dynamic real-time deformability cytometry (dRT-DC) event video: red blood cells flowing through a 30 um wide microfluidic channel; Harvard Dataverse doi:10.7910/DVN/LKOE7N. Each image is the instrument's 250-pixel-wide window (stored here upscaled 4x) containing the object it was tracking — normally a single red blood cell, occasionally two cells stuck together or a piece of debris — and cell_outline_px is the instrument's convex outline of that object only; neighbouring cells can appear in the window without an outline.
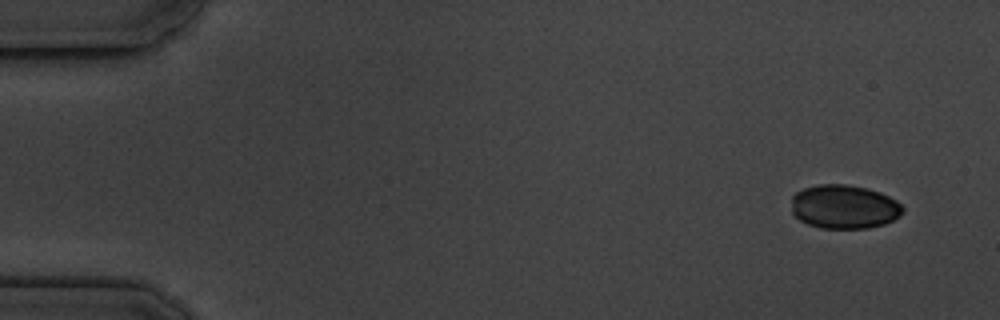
{"species": "common noctule bat (a hibernating species)", "species_latin": "Nyctalus noctula", "temperature_condition": "cold", "stored_images_in_passage": 5, "camera_frame_rate_fps": 3000, "um_per_image_px": 0.085, "animal": {"sex": "male", "body_mass_g": 19.5, "forearm_length_mm": 54.6}, "frame": {"image": 1, "passage_image": 1, "time_ms": 0.0, "image_size_px": [1000, 320], "cell_outline_px": [[904, 212], [900, 216], [884, 224], [868, 228], [820, 228], [808, 224], [800, 220], [792, 212], [792, 196], [796, 192], [804, 188], [820, 184], [848, 184], [868, 188], [880, 192], [896, 200], [904, 208]], "centroid_in_image_um": [71.76, 17.57], "position_along_channel_um": 13.2, "area_um2": 28.61}}
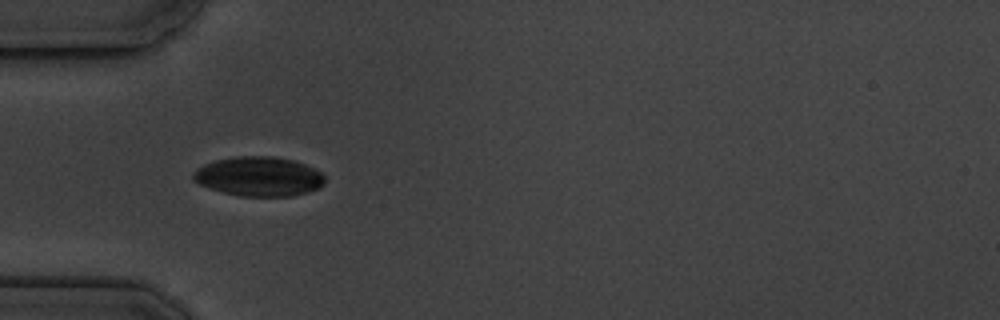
{"frame": {"image": 2, "passage_image": 5, "time_ms": 4.667, "image_size_px": [1000, 320], "cell_outline_px": [[324, 184], [320, 188], [308, 192], [292, 196], [240, 196], [224, 192], [200, 184], [192, 180], [192, 172], [196, 168], [204, 164], [216, 160], [236, 156], [272, 156], [296, 160], [320, 172], [324, 176]], "centroid_in_image_um": [22.0, 14.99], "position_along_channel_um": 63.0, "area_um2": 30.29}}